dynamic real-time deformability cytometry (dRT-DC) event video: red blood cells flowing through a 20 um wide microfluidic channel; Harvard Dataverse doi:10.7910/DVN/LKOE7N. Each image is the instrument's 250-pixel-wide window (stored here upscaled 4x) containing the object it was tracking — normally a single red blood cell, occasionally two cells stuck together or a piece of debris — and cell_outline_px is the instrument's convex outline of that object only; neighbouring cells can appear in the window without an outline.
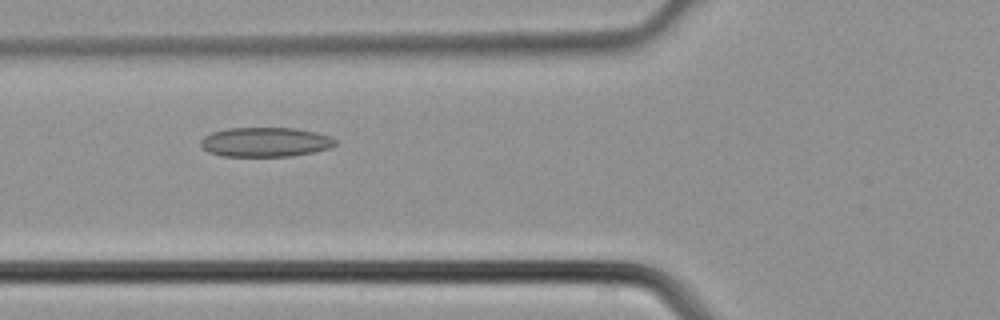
{"species": "common noctule bat (a hibernating species)", "species_latin": "Nyctalus noctula", "temperature_condition": "cold", "stored_images_in_passage": 5, "camera_frame_rate_fps": 3000, "um_per_image_px": 0.085, "animal": {"sex": "male", "body_mass_g": 21.5, "forearm_length_mm": 52.0}, "frame": {"image": 1, "passage_image": 5, "time_ms": 1.333, "image_size_px": [1000, 320], "cell_outline_px": [[336, 144], [328, 148], [312, 152], [292, 156], [220, 156], [208, 152], [200, 144], [200, 140], [204, 136], [212, 132], [228, 128], [296, 128], [316, 132], [332, 136], [336, 140]], "centroid_in_image_um": [22.55, 12.07], "position_along_channel_um": 103.3, "area_um2": 23.18}}